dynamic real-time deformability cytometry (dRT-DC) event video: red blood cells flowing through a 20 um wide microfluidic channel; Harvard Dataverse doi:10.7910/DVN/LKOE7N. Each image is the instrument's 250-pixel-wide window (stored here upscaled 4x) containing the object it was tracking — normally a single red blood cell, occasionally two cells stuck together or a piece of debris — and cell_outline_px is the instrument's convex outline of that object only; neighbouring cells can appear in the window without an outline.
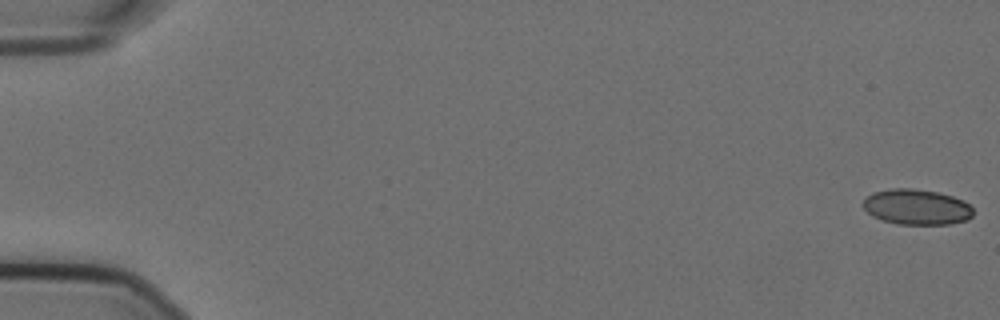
{"species": "Egyptian fruit bat (a non-hibernating species)", "species_latin": "Rousettus aegyptiacus", "temperature_condition": "cold", "stored_images_in_passage": 57, "camera_frame_rate_fps": 3000, "um_per_image_px": 0.085, "animal": {"sex": "female"}, "frame": {"image": 1, "passage_image": 1, "time_ms": 0.0, "image_size_px": [1000, 320], "cell_outline_px": [[972, 216], [968, 220], [948, 224], [896, 224], [880, 220], [872, 216], [864, 208], [864, 200], [872, 192], [892, 188], [912, 188], [936, 192], [952, 196], [964, 200], [972, 208]], "centroid_in_image_um": [77.91, 17.6], "position_along_channel_um": 7.1, "area_um2": 22.77}}
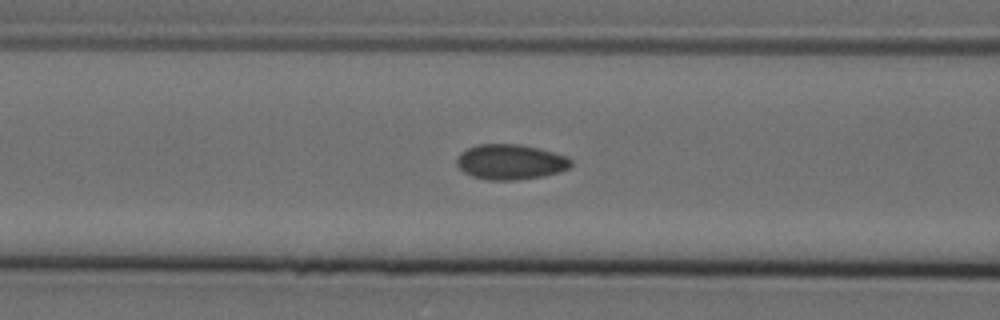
{"frame": {"image": 2, "passage_image": 24, "time_ms": 7.667, "image_size_px": [1000, 320], "cell_outline_px": [[572, 164], [568, 168], [560, 172], [544, 176], [516, 180], [488, 180], [472, 176], [464, 172], [456, 164], [456, 160], [460, 152], [476, 144], [520, 144], [568, 156], [572, 160]], "centroid_in_image_um": [43.38, 13.76], "position_along_channel_um": 123.2, "area_um2": 23.52}}
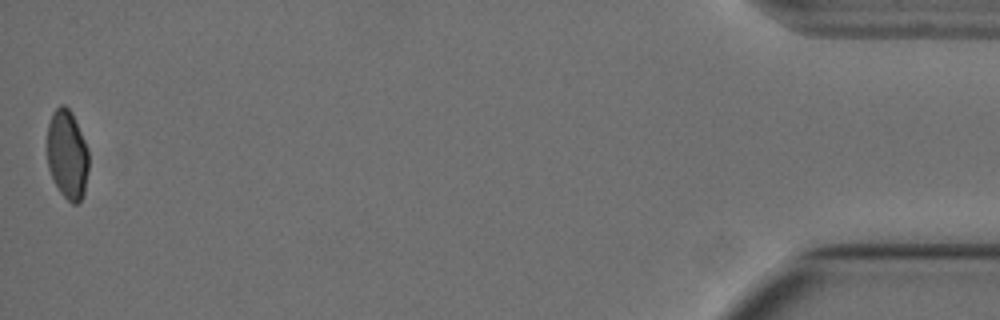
{"frame": {"image": 3, "passage_image": 57, "time_ms": 18.667, "image_size_px": [1000, 320], "cell_outline_px": [[88, 172], [84, 192], [80, 200], [76, 204], [72, 204], [60, 192], [48, 168], [48, 124], [52, 112], [60, 104], [64, 104], [72, 112], [88, 148]], "centroid_in_image_um": [5.73, 13.11], "position_along_channel_um": 429.5, "area_um2": 21.5}, "authors_computed_cell_mechanics": {"area_um2": 23.0044, "velocity_mm_per_s": 3.5789, "shape_relaxation_time_tau1_ms": 10.673, "shape_relaxation_time_tau2_ms": 1.6991, "deformation_change_tau1": 0.1582, "deformation_change_tau2": 0.028}}